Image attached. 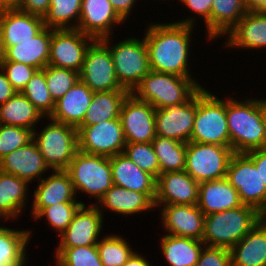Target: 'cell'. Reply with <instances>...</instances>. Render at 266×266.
Instances as JSON below:
<instances>
[{
	"instance_id": "cell-16",
	"label": "cell",
	"mask_w": 266,
	"mask_h": 266,
	"mask_svg": "<svg viewBox=\"0 0 266 266\" xmlns=\"http://www.w3.org/2000/svg\"><path fill=\"white\" fill-rule=\"evenodd\" d=\"M199 183L185 170L161 173L156 179L154 205H197Z\"/></svg>"
},
{
	"instance_id": "cell-48",
	"label": "cell",
	"mask_w": 266,
	"mask_h": 266,
	"mask_svg": "<svg viewBox=\"0 0 266 266\" xmlns=\"http://www.w3.org/2000/svg\"><path fill=\"white\" fill-rule=\"evenodd\" d=\"M50 6V0H21L19 10L44 17Z\"/></svg>"
},
{
	"instance_id": "cell-22",
	"label": "cell",
	"mask_w": 266,
	"mask_h": 266,
	"mask_svg": "<svg viewBox=\"0 0 266 266\" xmlns=\"http://www.w3.org/2000/svg\"><path fill=\"white\" fill-rule=\"evenodd\" d=\"M48 168L49 166L43 159L34 140L14 150L0 160L1 172L15 175L28 182V184L35 177H38V180H40L41 178L39 177L41 176L39 175L47 171Z\"/></svg>"
},
{
	"instance_id": "cell-10",
	"label": "cell",
	"mask_w": 266,
	"mask_h": 266,
	"mask_svg": "<svg viewBox=\"0 0 266 266\" xmlns=\"http://www.w3.org/2000/svg\"><path fill=\"white\" fill-rule=\"evenodd\" d=\"M109 50L120 86L132 93L151 71L145 39H126Z\"/></svg>"
},
{
	"instance_id": "cell-34",
	"label": "cell",
	"mask_w": 266,
	"mask_h": 266,
	"mask_svg": "<svg viewBox=\"0 0 266 266\" xmlns=\"http://www.w3.org/2000/svg\"><path fill=\"white\" fill-rule=\"evenodd\" d=\"M25 180L0 171V216L17 217L22 209L27 193Z\"/></svg>"
},
{
	"instance_id": "cell-47",
	"label": "cell",
	"mask_w": 266,
	"mask_h": 266,
	"mask_svg": "<svg viewBox=\"0 0 266 266\" xmlns=\"http://www.w3.org/2000/svg\"><path fill=\"white\" fill-rule=\"evenodd\" d=\"M186 7L193 10L198 15H202L208 28L209 38H211V9L213 0H181Z\"/></svg>"
},
{
	"instance_id": "cell-13",
	"label": "cell",
	"mask_w": 266,
	"mask_h": 266,
	"mask_svg": "<svg viewBox=\"0 0 266 266\" xmlns=\"http://www.w3.org/2000/svg\"><path fill=\"white\" fill-rule=\"evenodd\" d=\"M87 39H95L77 29H52L48 65L80 73L86 51Z\"/></svg>"
},
{
	"instance_id": "cell-33",
	"label": "cell",
	"mask_w": 266,
	"mask_h": 266,
	"mask_svg": "<svg viewBox=\"0 0 266 266\" xmlns=\"http://www.w3.org/2000/svg\"><path fill=\"white\" fill-rule=\"evenodd\" d=\"M248 12L244 0H213L211 9V38L229 33Z\"/></svg>"
},
{
	"instance_id": "cell-18",
	"label": "cell",
	"mask_w": 266,
	"mask_h": 266,
	"mask_svg": "<svg viewBox=\"0 0 266 266\" xmlns=\"http://www.w3.org/2000/svg\"><path fill=\"white\" fill-rule=\"evenodd\" d=\"M45 28L43 17L19 9L0 11V47L31 40Z\"/></svg>"
},
{
	"instance_id": "cell-20",
	"label": "cell",
	"mask_w": 266,
	"mask_h": 266,
	"mask_svg": "<svg viewBox=\"0 0 266 266\" xmlns=\"http://www.w3.org/2000/svg\"><path fill=\"white\" fill-rule=\"evenodd\" d=\"M162 220L170 235L201 240L204 235L205 215L197 205H164Z\"/></svg>"
},
{
	"instance_id": "cell-46",
	"label": "cell",
	"mask_w": 266,
	"mask_h": 266,
	"mask_svg": "<svg viewBox=\"0 0 266 266\" xmlns=\"http://www.w3.org/2000/svg\"><path fill=\"white\" fill-rule=\"evenodd\" d=\"M195 266H231L230 249L206 246Z\"/></svg>"
},
{
	"instance_id": "cell-25",
	"label": "cell",
	"mask_w": 266,
	"mask_h": 266,
	"mask_svg": "<svg viewBox=\"0 0 266 266\" xmlns=\"http://www.w3.org/2000/svg\"><path fill=\"white\" fill-rule=\"evenodd\" d=\"M231 266H266V216L231 249Z\"/></svg>"
},
{
	"instance_id": "cell-38",
	"label": "cell",
	"mask_w": 266,
	"mask_h": 266,
	"mask_svg": "<svg viewBox=\"0 0 266 266\" xmlns=\"http://www.w3.org/2000/svg\"><path fill=\"white\" fill-rule=\"evenodd\" d=\"M81 3L82 0H50L49 9L43 17L45 27L72 29L68 22L75 17L79 23Z\"/></svg>"
},
{
	"instance_id": "cell-9",
	"label": "cell",
	"mask_w": 266,
	"mask_h": 266,
	"mask_svg": "<svg viewBox=\"0 0 266 266\" xmlns=\"http://www.w3.org/2000/svg\"><path fill=\"white\" fill-rule=\"evenodd\" d=\"M226 179L237 190L242 204L257 209L266 216V186L253 160L246 153H234Z\"/></svg>"
},
{
	"instance_id": "cell-51",
	"label": "cell",
	"mask_w": 266,
	"mask_h": 266,
	"mask_svg": "<svg viewBox=\"0 0 266 266\" xmlns=\"http://www.w3.org/2000/svg\"><path fill=\"white\" fill-rule=\"evenodd\" d=\"M115 12L124 21L133 7L135 0H109Z\"/></svg>"
},
{
	"instance_id": "cell-24",
	"label": "cell",
	"mask_w": 266,
	"mask_h": 266,
	"mask_svg": "<svg viewBox=\"0 0 266 266\" xmlns=\"http://www.w3.org/2000/svg\"><path fill=\"white\" fill-rule=\"evenodd\" d=\"M93 91L80 80L55 102L51 120L78 128L92 100Z\"/></svg>"
},
{
	"instance_id": "cell-30",
	"label": "cell",
	"mask_w": 266,
	"mask_h": 266,
	"mask_svg": "<svg viewBox=\"0 0 266 266\" xmlns=\"http://www.w3.org/2000/svg\"><path fill=\"white\" fill-rule=\"evenodd\" d=\"M101 205L117 214H133L155 207L154 202L145 194L112 185L99 200Z\"/></svg>"
},
{
	"instance_id": "cell-29",
	"label": "cell",
	"mask_w": 266,
	"mask_h": 266,
	"mask_svg": "<svg viewBox=\"0 0 266 266\" xmlns=\"http://www.w3.org/2000/svg\"><path fill=\"white\" fill-rule=\"evenodd\" d=\"M129 94L128 90L94 92L80 126H91L107 120L120 119L122 104Z\"/></svg>"
},
{
	"instance_id": "cell-50",
	"label": "cell",
	"mask_w": 266,
	"mask_h": 266,
	"mask_svg": "<svg viewBox=\"0 0 266 266\" xmlns=\"http://www.w3.org/2000/svg\"><path fill=\"white\" fill-rule=\"evenodd\" d=\"M15 93L16 91L10 84L7 75L4 72H0V105L4 104Z\"/></svg>"
},
{
	"instance_id": "cell-36",
	"label": "cell",
	"mask_w": 266,
	"mask_h": 266,
	"mask_svg": "<svg viewBox=\"0 0 266 266\" xmlns=\"http://www.w3.org/2000/svg\"><path fill=\"white\" fill-rule=\"evenodd\" d=\"M152 145L158 158L160 174L185 169L187 143L156 136L152 140Z\"/></svg>"
},
{
	"instance_id": "cell-44",
	"label": "cell",
	"mask_w": 266,
	"mask_h": 266,
	"mask_svg": "<svg viewBox=\"0 0 266 266\" xmlns=\"http://www.w3.org/2000/svg\"><path fill=\"white\" fill-rule=\"evenodd\" d=\"M33 140V131L0 123V160Z\"/></svg>"
},
{
	"instance_id": "cell-45",
	"label": "cell",
	"mask_w": 266,
	"mask_h": 266,
	"mask_svg": "<svg viewBox=\"0 0 266 266\" xmlns=\"http://www.w3.org/2000/svg\"><path fill=\"white\" fill-rule=\"evenodd\" d=\"M0 68L6 71L7 78L16 92H21L36 68L14 61H0Z\"/></svg>"
},
{
	"instance_id": "cell-4",
	"label": "cell",
	"mask_w": 266,
	"mask_h": 266,
	"mask_svg": "<svg viewBox=\"0 0 266 266\" xmlns=\"http://www.w3.org/2000/svg\"><path fill=\"white\" fill-rule=\"evenodd\" d=\"M201 87L192 78L150 71L132 94L160 109L187 102Z\"/></svg>"
},
{
	"instance_id": "cell-41",
	"label": "cell",
	"mask_w": 266,
	"mask_h": 266,
	"mask_svg": "<svg viewBox=\"0 0 266 266\" xmlns=\"http://www.w3.org/2000/svg\"><path fill=\"white\" fill-rule=\"evenodd\" d=\"M124 154L141 170L151 174L155 179L160 175L158 158L152 142L126 143Z\"/></svg>"
},
{
	"instance_id": "cell-12",
	"label": "cell",
	"mask_w": 266,
	"mask_h": 266,
	"mask_svg": "<svg viewBox=\"0 0 266 266\" xmlns=\"http://www.w3.org/2000/svg\"><path fill=\"white\" fill-rule=\"evenodd\" d=\"M77 130L79 151L108 157L124 152L126 140L120 119L79 126Z\"/></svg>"
},
{
	"instance_id": "cell-23",
	"label": "cell",
	"mask_w": 266,
	"mask_h": 266,
	"mask_svg": "<svg viewBox=\"0 0 266 266\" xmlns=\"http://www.w3.org/2000/svg\"><path fill=\"white\" fill-rule=\"evenodd\" d=\"M114 185L145 193L153 202L156 197V179L141 170L124 153L110 157Z\"/></svg>"
},
{
	"instance_id": "cell-15",
	"label": "cell",
	"mask_w": 266,
	"mask_h": 266,
	"mask_svg": "<svg viewBox=\"0 0 266 266\" xmlns=\"http://www.w3.org/2000/svg\"><path fill=\"white\" fill-rule=\"evenodd\" d=\"M196 115V93L185 103L156 109V135L190 142Z\"/></svg>"
},
{
	"instance_id": "cell-49",
	"label": "cell",
	"mask_w": 266,
	"mask_h": 266,
	"mask_svg": "<svg viewBox=\"0 0 266 266\" xmlns=\"http://www.w3.org/2000/svg\"><path fill=\"white\" fill-rule=\"evenodd\" d=\"M246 154L253 160L266 186V148L251 150Z\"/></svg>"
},
{
	"instance_id": "cell-28",
	"label": "cell",
	"mask_w": 266,
	"mask_h": 266,
	"mask_svg": "<svg viewBox=\"0 0 266 266\" xmlns=\"http://www.w3.org/2000/svg\"><path fill=\"white\" fill-rule=\"evenodd\" d=\"M229 32L228 46L265 47L266 12L248 11Z\"/></svg>"
},
{
	"instance_id": "cell-37",
	"label": "cell",
	"mask_w": 266,
	"mask_h": 266,
	"mask_svg": "<svg viewBox=\"0 0 266 266\" xmlns=\"http://www.w3.org/2000/svg\"><path fill=\"white\" fill-rule=\"evenodd\" d=\"M21 93L26 96L42 116L46 114L50 117L53 113L55 102L47 88L45 68L35 71Z\"/></svg>"
},
{
	"instance_id": "cell-17",
	"label": "cell",
	"mask_w": 266,
	"mask_h": 266,
	"mask_svg": "<svg viewBox=\"0 0 266 266\" xmlns=\"http://www.w3.org/2000/svg\"><path fill=\"white\" fill-rule=\"evenodd\" d=\"M101 213L94 204L89 208H85V204H82L74 214L72 222L60 234L61 242L58 248L96 245L102 228Z\"/></svg>"
},
{
	"instance_id": "cell-31",
	"label": "cell",
	"mask_w": 266,
	"mask_h": 266,
	"mask_svg": "<svg viewBox=\"0 0 266 266\" xmlns=\"http://www.w3.org/2000/svg\"><path fill=\"white\" fill-rule=\"evenodd\" d=\"M161 248L171 266H195L202 251L201 240L174 235L162 238Z\"/></svg>"
},
{
	"instance_id": "cell-32",
	"label": "cell",
	"mask_w": 266,
	"mask_h": 266,
	"mask_svg": "<svg viewBox=\"0 0 266 266\" xmlns=\"http://www.w3.org/2000/svg\"><path fill=\"white\" fill-rule=\"evenodd\" d=\"M40 118L42 114L21 92H16L0 105L1 124L20 126L34 131L33 126Z\"/></svg>"
},
{
	"instance_id": "cell-54",
	"label": "cell",
	"mask_w": 266,
	"mask_h": 266,
	"mask_svg": "<svg viewBox=\"0 0 266 266\" xmlns=\"http://www.w3.org/2000/svg\"><path fill=\"white\" fill-rule=\"evenodd\" d=\"M21 0H0V11L19 9Z\"/></svg>"
},
{
	"instance_id": "cell-11",
	"label": "cell",
	"mask_w": 266,
	"mask_h": 266,
	"mask_svg": "<svg viewBox=\"0 0 266 266\" xmlns=\"http://www.w3.org/2000/svg\"><path fill=\"white\" fill-rule=\"evenodd\" d=\"M109 37L94 40L86 51L80 81L93 92H107L123 89L117 79L110 50L107 46Z\"/></svg>"
},
{
	"instance_id": "cell-5",
	"label": "cell",
	"mask_w": 266,
	"mask_h": 266,
	"mask_svg": "<svg viewBox=\"0 0 266 266\" xmlns=\"http://www.w3.org/2000/svg\"><path fill=\"white\" fill-rule=\"evenodd\" d=\"M190 141L230 146L226 102L202 87L196 92V115Z\"/></svg>"
},
{
	"instance_id": "cell-7",
	"label": "cell",
	"mask_w": 266,
	"mask_h": 266,
	"mask_svg": "<svg viewBox=\"0 0 266 266\" xmlns=\"http://www.w3.org/2000/svg\"><path fill=\"white\" fill-rule=\"evenodd\" d=\"M234 151L230 146L188 142L185 171L198 183L226 178Z\"/></svg>"
},
{
	"instance_id": "cell-6",
	"label": "cell",
	"mask_w": 266,
	"mask_h": 266,
	"mask_svg": "<svg viewBox=\"0 0 266 266\" xmlns=\"http://www.w3.org/2000/svg\"><path fill=\"white\" fill-rule=\"evenodd\" d=\"M66 171L73 188L89 193L100 200L112 187L113 177L110 157L77 151Z\"/></svg>"
},
{
	"instance_id": "cell-2",
	"label": "cell",
	"mask_w": 266,
	"mask_h": 266,
	"mask_svg": "<svg viewBox=\"0 0 266 266\" xmlns=\"http://www.w3.org/2000/svg\"><path fill=\"white\" fill-rule=\"evenodd\" d=\"M230 147L234 153L266 148V100L226 101Z\"/></svg>"
},
{
	"instance_id": "cell-3",
	"label": "cell",
	"mask_w": 266,
	"mask_h": 266,
	"mask_svg": "<svg viewBox=\"0 0 266 266\" xmlns=\"http://www.w3.org/2000/svg\"><path fill=\"white\" fill-rule=\"evenodd\" d=\"M263 217L257 209L244 204L234 209L205 215L202 242L210 247L231 249Z\"/></svg>"
},
{
	"instance_id": "cell-19",
	"label": "cell",
	"mask_w": 266,
	"mask_h": 266,
	"mask_svg": "<svg viewBox=\"0 0 266 266\" xmlns=\"http://www.w3.org/2000/svg\"><path fill=\"white\" fill-rule=\"evenodd\" d=\"M122 21L109 0H82L79 23L72 29L100 40L109 36L112 24Z\"/></svg>"
},
{
	"instance_id": "cell-8",
	"label": "cell",
	"mask_w": 266,
	"mask_h": 266,
	"mask_svg": "<svg viewBox=\"0 0 266 266\" xmlns=\"http://www.w3.org/2000/svg\"><path fill=\"white\" fill-rule=\"evenodd\" d=\"M35 134L33 140L49 168L66 170L78 151L77 128L52 120L38 138Z\"/></svg>"
},
{
	"instance_id": "cell-35",
	"label": "cell",
	"mask_w": 266,
	"mask_h": 266,
	"mask_svg": "<svg viewBox=\"0 0 266 266\" xmlns=\"http://www.w3.org/2000/svg\"><path fill=\"white\" fill-rule=\"evenodd\" d=\"M31 233L0 227V266L25 265V246Z\"/></svg>"
},
{
	"instance_id": "cell-39",
	"label": "cell",
	"mask_w": 266,
	"mask_h": 266,
	"mask_svg": "<svg viewBox=\"0 0 266 266\" xmlns=\"http://www.w3.org/2000/svg\"><path fill=\"white\" fill-rule=\"evenodd\" d=\"M103 266H124L133 254L120 236H107L96 244Z\"/></svg>"
},
{
	"instance_id": "cell-52",
	"label": "cell",
	"mask_w": 266,
	"mask_h": 266,
	"mask_svg": "<svg viewBox=\"0 0 266 266\" xmlns=\"http://www.w3.org/2000/svg\"><path fill=\"white\" fill-rule=\"evenodd\" d=\"M248 11H265L266 0H244Z\"/></svg>"
},
{
	"instance_id": "cell-42",
	"label": "cell",
	"mask_w": 266,
	"mask_h": 266,
	"mask_svg": "<svg viewBox=\"0 0 266 266\" xmlns=\"http://www.w3.org/2000/svg\"><path fill=\"white\" fill-rule=\"evenodd\" d=\"M47 88L54 102L58 101L79 80V73L70 69L51 65L45 67Z\"/></svg>"
},
{
	"instance_id": "cell-1",
	"label": "cell",
	"mask_w": 266,
	"mask_h": 266,
	"mask_svg": "<svg viewBox=\"0 0 266 266\" xmlns=\"http://www.w3.org/2000/svg\"><path fill=\"white\" fill-rule=\"evenodd\" d=\"M193 21L188 19L170 24H154L148 28L144 39L151 71L191 78L187 58Z\"/></svg>"
},
{
	"instance_id": "cell-43",
	"label": "cell",
	"mask_w": 266,
	"mask_h": 266,
	"mask_svg": "<svg viewBox=\"0 0 266 266\" xmlns=\"http://www.w3.org/2000/svg\"><path fill=\"white\" fill-rule=\"evenodd\" d=\"M82 204V202H61L42 208L34 217L40 219L46 216L49 224L62 234Z\"/></svg>"
},
{
	"instance_id": "cell-53",
	"label": "cell",
	"mask_w": 266,
	"mask_h": 266,
	"mask_svg": "<svg viewBox=\"0 0 266 266\" xmlns=\"http://www.w3.org/2000/svg\"><path fill=\"white\" fill-rule=\"evenodd\" d=\"M124 266H150L146 259L137 253L133 252V254L129 257L128 261Z\"/></svg>"
},
{
	"instance_id": "cell-40",
	"label": "cell",
	"mask_w": 266,
	"mask_h": 266,
	"mask_svg": "<svg viewBox=\"0 0 266 266\" xmlns=\"http://www.w3.org/2000/svg\"><path fill=\"white\" fill-rule=\"evenodd\" d=\"M58 266H103L96 245L58 248Z\"/></svg>"
},
{
	"instance_id": "cell-27",
	"label": "cell",
	"mask_w": 266,
	"mask_h": 266,
	"mask_svg": "<svg viewBox=\"0 0 266 266\" xmlns=\"http://www.w3.org/2000/svg\"><path fill=\"white\" fill-rule=\"evenodd\" d=\"M40 184L35 190L33 216L42 208L61 202H76L75 190L66 170H55V173L46 179H40Z\"/></svg>"
},
{
	"instance_id": "cell-26",
	"label": "cell",
	"mask_w": 266,
	"mask_h": 266,
	"mask_svg": "<svg viewBox=\"0 0 266 266\" xmlns=\"http://www.w3.org/2000/svg\"><path fill=\"white\" fill-rule=\"evenodd\" d=\"M237 190L226 178L199 183L197 206L208 215L241 206Z\"/></svg>"
},
{
	"instance_id": "cell-21",
	"label": "cell",
	"mask_w": 266,
	"mask_h": 266,
	"mask_svg": "<svg viewBox=\"0 0 266 266\" xmlns=\"http://www.w3.org/2000/svg\"><path fill=\"white\" fill-rule=\"evenodd\" d=\"M51 28L45 27L31 40L10 47H0V61L24 63L43 69L48 65Z\"/></svg>"
},
{
	"instance_id": "cell-14",
	"label": "cell",
	"mask_w": 266,
	"mask_h": 266,
	"mask_svg": "<svg viewBox=\"0 0 266 266\" xmlns=\"http://www.w3.org/2000/svg\"><path fill=\"white\" fill-rule=\"evenodd\" d=\"M155 113L150 103L138 100L132 93L127 96L119 115L126 143L152 142L157 136Z\"/></svg>"
}]
</instances>
